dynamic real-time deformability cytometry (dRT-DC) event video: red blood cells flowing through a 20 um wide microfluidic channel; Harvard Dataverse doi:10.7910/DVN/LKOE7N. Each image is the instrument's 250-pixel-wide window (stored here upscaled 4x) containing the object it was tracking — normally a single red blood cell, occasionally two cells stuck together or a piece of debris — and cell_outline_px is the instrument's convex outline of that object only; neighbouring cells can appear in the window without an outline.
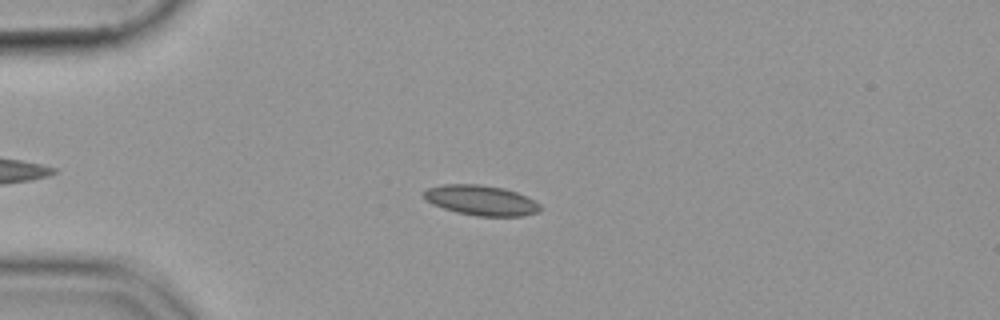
{"species": "common noctule bat (a hibernating species)", "species_latin": "Nyctalus noctula", "temperature_condition": "cold", "stored_images_in_passage": 48, "camera_frame_rate_fps": 3000, "um_per_image_px": 0.085, "animal": {"sex": "female", "body_mass_g": 19.9}, "frame": {"image": 1, "passage_image": 7, "time_ms": 2.0, "image_size_px": [1000, 320], "cell_outline_px": [[540, 208], [536, 212], [524, 216], [476, 216], [456, 212], [432, 204], [424, 200], [420, 192], [428, 188], [444, 184], [480, 184], [504, 188], [516, 192], [540, 204]], "centroid_in_image_um": [40.81, 17.02], "position_along_channel_um": 44.2, "area_um2": 20.46}}
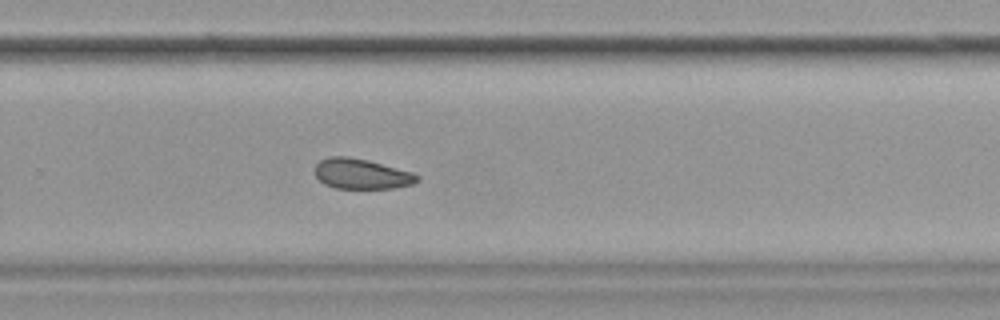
{"frame": {"image": 2, "passage_image": 30, "time_ms": 9.667, "image_size_px": [1000, 320], "cell_outline_px": [[420, 180], [412, 184], [396, 188], [336, 188], [324, 184], [316, 176], [316, 164], [320, 160], [328, 156], [348, 156], [368, 160], [412, 172], [420, 176]], "centroid_in_image_um": [30.74, 14.77], "position_along_channel_um": 299.1, "area_um2": 18.03}}
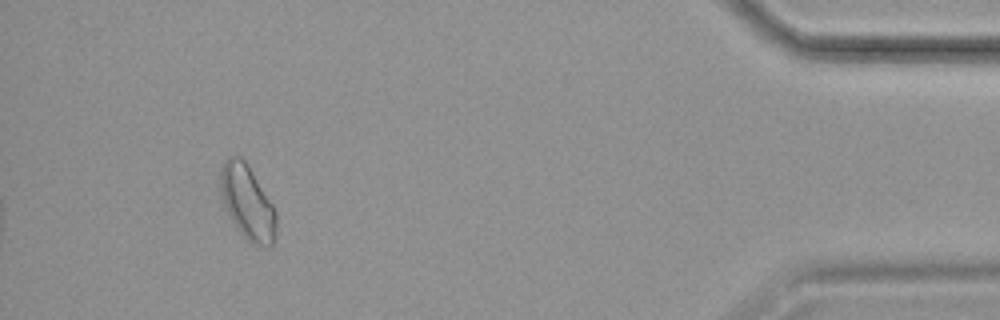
{"frame": {"image": 3, "passage_image": 44, "time_ms": 14.333, "image_size_px": [1000, 320], "cell_outline_px": [[276, 236], [272, 244], [268, 248], [264, 248], [248, 240], [236, 228], [224, 204], [220, 188], [220, 172], [228, 156], [240, 156], [248, 164], [272, 204], [276, 212]], "centroid_in_image_um": [21.05, 17.21], "position_along_channel_um": 414.2, "area_um2": 23.93}}